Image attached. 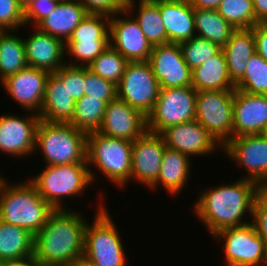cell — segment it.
<instances>
[{
	"label": "cell",
	"instance_id": "1",
	"mask_svg": "<svg viewBox=\"0 0 267 266\" xmlns=\"http://www.w3.org/2000/svg\"><path fill=\"white\" fill-rule=\"evenodd\" d=\"M258 194L257 183L237 178L231 184L222 182L200 192L192 210L197 219L205 225L206 231L213 236L222 229L251 223L253 205Z\"/></svg>",
	"mask_w": 267,
	"mask_h": 266
},
{
	"label": "cell",
	"instance_id": "2",
	"mask_svg": "<svg viewBox=\"0 0 267 266\" xmlns=\"http://www.w3.org/2000/svg\"><path fill=\"white\" fill-rule=\"evenodd\" d=\"M74 209L55 210L34 235L33 255L39 263L72 266L84 255L87 219Z\"/></svg>",
	"mask_w": 267,
	"mask_h": 266
},
{
	"label": "cell",
	"instance_id": "3",
	"mask_svg": "<svg viewBox=\"0 0 267 266\" xmlns=\"http://www.w3.org/2000/svg\"><path fill=\"white\" fill-rule=\"evenodd\" d=\"M54 211L29 179L13 183L3 176L0 180V220L23 227L34 236Z\"/></svg>",
	"mask_w": 267,
	"mask_h": 266
},
{
	"label": "cell",
	"instance_id": "4",
	"mask_svg": "<svg viewBox=\"0 0 267 266\" xmlns=\"http://www.w3.org/2000/svg\"><path fill=\"white\" fill-rule=\"evenodd\" d=\"M94 172L87 163L49 165L28 179L55 210L72 209L63 205L62 201L64 198L83 195L87 187L96 181L97 173Z\"/></svg>",
	"mask_w": 267,
	"mask_h": 266
},
{
	"label": "cell",
	"instance_id": "5",
	"mask_svg": "<svg viewBox=\"0 0 267 266\" xmlns=\"http://www.w3.org/2000/svg\"><path fill=\"white\" fill-rule=\"evenodd\" d=\"M43 156L44 165L87 163V133L70 123L39 121L35 151Z\"/></svg>",
	"mask_w": 267,
	"mask_h": 266
},
{
	"label": "cell",
	"instance_id": "6",
	"mask_svg": "<svg viewBox=\"0 0 267 266\" xmlns=\"http://www.w3.org/2000/svg\"><path fill=\"white\" fill-rule=\"evenodd\" d=\"M101 201L92 224L86 223L82 260L91 266H127L123 239Z\"/></svg>",
	"mask_w": 267,
	"mask_h": 266
},
{
	"label": "cell",
	"instance_id": "7",
	"mask_svg": "<svg viewBox=\"0 0 267 266\" xmlns=\"http://www.w3.org/2000/svg\"><path fill=\"white\" fill-rule=\"evenodd\" d=\"M133 142L98 132L87 134V165L96 167L113 184L125 187L131 181Z\"/></svg>",
	"mask_w": 267,
	"mask_h": 266
},
{
	"label": "cell",
	"instance_id": "8",
	"mask_svg": "<svg viewBox=\"0 0 267 266\" xmlns=\"http://www.w3.org/2000/svg\"><path fill=\"white\" fill-rule=\"evenodd\" d=\"M110 46V17L87 14L65 43V56L70 66L88 67L106 48Z\"/></svg>",
	"mask_w": 267,
	"mask_h": 266
},
{
	"label": "cell",
	"instance_id": "9",
	"mask_svg": "<svg viewBox=\"0 0 267 266\" xmlns=\"http://www.w3.org/2000/svg\"><path fill=\"white\" fill-rule=\"evenodd\" d=\"M234 91H197L195 119L223 148L233 138Z\"/></svg>",
	"mask_w": 267,
	"mask_h": 266
},
{
	"label": "cell",
	"instance_id": "10",
	"mask_svg": "<svg viewBox=\"0 0 267 266\" xmlns=\"http://www.w3.org/2000/svg\"><path fill=\"white\" fill-rule=\"evenodd\" d=\"M196 97L192 86L160 88L154 108L147 115V131L160 134L168 127L195 120Z\"/></svg>",
	"mask_w": 267,
	"mask_h": 266
},
{
	"label": "cell",
	"instance_id": "11",
	"mask_svg": "<svg viewBox=\"0 0 267 266\" xmlns=\"http://www.w3.org/2000/svg\"><path fill=\"white\" fill-rule=\"evenodd\" d=\"M212 237L222 239L226 266H267V248L252 223L222 229Z\"/></svg>",
	"mask_w": 267,
	"mask_h": 266
},
{
	"label": "cell",
	"instance_id": "12",
	"mask_svg": "<svg viewBox=\"0 0 267 266\" xmlns=\"http://www.w3.org/2000/svg\"><path fill=\"white\" fill-rule=\"evenodd\" d=\"M116 87L117 97L146 117L153 110L160 91L148 61L128 62Z\"/></svg>",
	"mask_w": 267,
	"mask_h": 266
},
{
	"label": "cell",
	"instance_id": "13",
	"mask_svg": "<svg viewBox=\"0 0 267 266\" xmlns=\"http://www.w3.org/2000/svg\"><path fill=\"white\" fill-rule=\"evenodd\" d=\"M27 114L0 115V152L19 159L33 155L40 117L33 112Z\"/></svg>",
	"mask_w": 267,
	"mask_h": 266
},
{
	"label": "cell",
	"instance_id": "14",
	"mask_svg": "<svg viewBox=\"0 0 267 266\" xmlns=\"http://www.w3.org/2000/svg\"><path fill=\"white\" fill-rule=\"evenodd\" d=\"M229 160L246 169L241 178L260 185L267 178V140L259 134L232 138L223 148Z\"/></svg>",
	"mask_w": 267,
	"mask_h": 266
},
{
	"label": "cell",
	"instance_id": "15",
	"mask_svg": "<svg viewBox=\"0 0 267 266\" xmlns=\"http://www.w3.org/2000/svg\"><path fill=\"white\" fill-rule=\"evenodd\" d=\"M110 45L128 62L148 61L153 49L138 22L127 10L110 18Z\"/></svg>",
	"mask_w": 267,
	"mask_h": 266
},
{
	"label": "cell",
	"instance_id": "16",
	"mask_svg": "<svg viewBox=\"0 0 267 266\" xmlns=\"http://www.w3.org/2000/svg\"><path fill=\"white\" fill-rule=\"evenodd\" d=\"M148 62L160 88L192 86V71L178 43L153 46Z\"/></svg>",
	"mask_w": 267,
	"mask_h": 266
},
{
	"label": "cell",
	"instance_id": "17",
	"mask_svg": "<svg viewBox=\"0 0 267 266\" xmlns=\"http://www.w3.org/2000/svg\"><path fill=\"white\" fill-rule=\"evenodd\" d=\"M165 143L160 134L146 131L133 142L131 181L150 188L157 180Z\"/></svg>",
	"mask_w": 267,
	"mask_h": 266
},
{
	"label": "cell",
	"instance_id": "18",
	"mask_svg": "<svg viewBox=\"0 0 267 266\" xmlns=\"http://www.w3.org/2000/svg\"><path fill=\"white\" fill-rule=\"evenodd\" d=\"M49 75L50 72L44 69L27 67L7 77L0 84L26 113L39 114Z\"/></svg>",
	"mask_w": 267,
	"mask_h": 266
},
{
	"label": "cell",
	"instance_id": "19",
	"mask_svg": "<svg viewBox=\"0 0 267 266\" xmlns=\"http://www.w3.org/2000/svg\"><path fill=\"white\" fill-rule=\"evenodd\" d=\"M166 147L191 156L214 154L222 147L209 132L195 119L166 128L160 133Z\"/></svg>",
	"mask_w": 267,
	"mask_h": 266
},
{
	"label": "cell",
	"instance_id": "20",
	"mask_svg": "<svg viewBox=\"0 0 267 266\" xmlns=\"http://www.w3.org/2000/svg\"><path fill=\"white\" fill-rule=\"evenodd\" d=\"M147 131V117L116 97L107 106L98 133L134 142Z\"/></svg>",
	"mask_w": 267,
	"mask_h": 266
},
{
	"label": "cell",
	"instance_id": "21",
	"mask_svg": "<svg viewBox=\"0 0 267 266\" xmlns=\"http://www.w3.org/2000/svg\"><path fill=\"white\" fill-rule=\"evenodd\" d=\"M233 138L259 134L267 124V95L234 91Z\"/></svg>",
	"mask_w": 267,
	"mask_h": 266
},
{
	"label": "cell",
	"instance_id": "22",
	"mask_svg": "<svg viewBox=\"0 0 267 266\" xmlns=\"http://www.w3.org/2000/svg\"><path fill=\"white\" fill-rule=\"evenodd\" d=\"M34 28L28 37L23 38L28 67L54 73L66 64L65 43L36 26Z\"/></svg>",
	"mask_w": 267,
	"mask_h": 266
},
{
	"label": "cell",
	"instance_id": "23",
	"mask_svg": "<svg viewBox=\"0 0 267 266\" xmlns=\"http://www.w3.org/2000/svg\"><path fill=\"white\" fill-rule=\"evenodd\" d=\"M169 43H181L196 36L194 9L189 0H157Z\"/></svg>",
	"mask_w": 267,
	"mask_h": 266
},
{
	"label": "cell",
	"instance_id": "24",
	"mask_svg": "<svg viewBox=\"0 0 267 266\" xmlns=\"http://www.w3.org/2000/svg\"><path fill=\"white\" fill-rule=\"evenodd\" d=\"M75 104L67 91V83L50 73L46 81L42 108L38 114L40 119L46 122L69 123L74 116Z\"/></svg>",
	"mask_w": 267,
	"mask_h": 266
},
{
	"label": "cell",
	"instance_id": "25",
	"mask_svg": "<svg viewBox=\"0 0 267 266\" xmlns=\"http://www.w3.org/2000/svg\"><path fill=\"white\" fill-rule=\"evenodd\" d=\"M191 157L168 147L162 157V163L159 176L156 182L149 188L150 190H157L162 186L168 194L178 195L181 190L185 189L188 179L191 177ZM191 164V165H190ZM185 185V186H184Z\"/></svg>",
	"mask_w": 267,
	"mask_h": 266
},
{
	"label": "cell",
	"instance_id": "26",
	"mask_svg": "<svg viewBox=\"0 0 267 266\" xmlns=\"http://www.w3.org/2000/svg\"><path fill=\"white\" fill-rule=\"evenodd\" d=\"M88 13L74 0H61L57 7L36 27L53 37L68 41L74 29Z\"/></svg>",
	"mask_w": 267,
	"mask_h": 266
},
{
	"label": "cell",
	"instance_id": "27",
	"mask_svg": "<svg viewBox=\"0 0 267 266\" xmlns=\"http://www.w3.org/2000/svg\"><path fill=\"white\" fill-rule=\"evenodd\" d=\"M192 87L196 91H235L223 50L192 70Z\"/></svg>",
	"mask_w": 267,
	"mask_h": 266
},
{
	"label": "cell",
	"instance_id": "28",
	"mask_svg": "<svg viewBox=\"0 0 267 266\" xmlns=\"http://www.w3.org/2000/svg\"><path fill=\"white\" fill-rule=\"evenodd\" d=\"M222 50L230 78L236 83L244 75L249 59L256 52L253 30L236 29Z\"/></svg>",
	"mask_w": 267,
	"mask_h": 266
},
{
	"label": "cell",
	"instance_id": "29",
	"mask_svg": "<svg viewBox=\"0 0 267 266\" xmlns=\"http://www.w3.org/2000/svg\"><path fill=\"white\" fill-rule=\"evenodd\" d=\"M137 1L139 4L135 3L136 0H126L125 10L135 17V20L138 22L142 32L151 45L156 46L169 43L164 22L157 6V0ZM135 10L137 14H134Z\"/></svg>",
	"mask_w": 267,
	"mask_h": 266
},
{
	"label": "cell",
	"instance_id": "30",
	"mask_svg": "<svg viewBox=\"0 0 267 266\" xmlns=\"http://www.w3.org/2000/svg\"><path fill=\"white\" fill-rule=\"evenodd\" d=\"M34 236L25 228L0 220V263L33 255Z\"/></svg>",
	"mask_w": 267,
	"mask_h": 266
},
{
	"label": "cell",
	"instance_id": "31",
	"mask_svg": "<svg viewBox=\"0 0 267 266\" xmlns=\"http://www.w3.org/2000/svg\"><path fill=\"white\" fill-rule=\"evenodd\" d=\"M16 32L0 31V83L28 67L23 37L17 36Z\"/></svg>",
	"mask_w": 267,
	"mask_h": 266
},
{
	"label": "cell",
	"instance_id": "32",
	"mask_svg": "<svg viewBox=\"0 0 267 266\" xmlns=\"http://www.w3.org/2000/svg\"><path fill=\"white\" fill-rule=\"evenodd\" d=\"M196 36L223 47L236 30L217 10L194 9Z\"/></svg>",
	"mask_w": 267,
	"mask_h": 266
},
{
	"label": "cell",
	"instance_id": "33",
	"mask_svg": "<svg viewBox=\"0 0 267 266\" xmlns=\"http://www.w3.org/2000/svg\"><path fill=\"white\" fill-rule=\"evenodd\" d=\"M106 106L105 101L84 95L76 101L74 116L69 123L87 134L97 132L102 124Z\"/></svg>",
	"mask_w": 267,
	"mask_h": 266
},
{
	"label": "cell",
	"instance_id": "34",
	"mask_svg": "<svg viewBox=\"0 0 267 266\" xmlns=\"http://www.w3.org/2000/svg\"><path fill=\"white\" fill-rule=\"evenodd\" d=\"M235 89L267 95V61L257 52L249 59L244 75L235 83Z\"/></svg>",
	"mask_w": 267,
	"mask_h": 266
},
{
	"label": "cell",
	"instance_id": "35",
	"mask_svg": "<svg viewBox=\"0 0 267 266\" xmlns=\"http://www.w3.org/2000/svg\"><path fill=\"white\" fill-rule=\"evenodd\" d=\"M216 10L236 29H249L256 25L252 0H222Z\"/></svg>",
	"mask_w": 267,
	"mask_h": 266
},
{
	"label": "cell",
	"instance_id": "36",
	"mask_svg": "<svg viewBox=\"0 0 267 266\" xmlns=\"http://www.w3.org/2000/svg\"><path fill=\"white\" fill-rule=\"evenodd\" d=\"M127 63L128 61L110 45L89 64L88 69L117 85L124 74Z\"/></svg>",
	"mask_w": 267,
	"mask_h": 266
},
{
	"label": "cell",
	"instance_id": "37",
	"mask_svg": "<svg viewBox=\"0 0 267 266\" xmlns=\"http://www.w3.org/2000/svg\"><path fill=\"white\" fill-rule=\"evenodd\" d=\"M179 46L183 59L191 71L222 50L219 45L198 36L179 43Z\"/></svg>",
	"mask_w": 267,
	"mask_h": 266
},
{
	"label": "cell",
	"instance_id": "38",
	"mask_svg": "<svg viewBox=\"0 0 267 266\" xmlns=\"http://www.w3.org/2000/svg\"><path fill=\"white\" fill-rule=\"evenodd\" d=\"M84 84L85 95L88 97L98 98L107 104L117 97L116 85L93 73L88 67H85Z\"/></svg>",
	"mask_w": 267,
	"mask_h": 266
},
{
	"label": "cell",
	"instance_id": "39",
	"mask_svg": "<svg viewBox=\"0 0 267 266\" xmlns=\"http://www.w3.org/2000/svg\"><path fill=\"white\" fill-rule=\"evenodd\" d=\"M54 74L63 83H67V91L75 102L85 95V67L65 64Z\"/></svg>",
	"mask_w": 267,
	"mask_h": 266
},
{
	"label": "cell",
	"instance_id": "40",
	"mask_svg": "<svg viewBox=\"0 0 267 266\" xmlns=\"http://www.w3.org/2000/svg\"><path fill=\"white\" fill-rule=\"evenodd\" d=\"M25 28L24 11L17 0H0V31Z\"/></svg>",
	"mask_w": 267,
	"mask_h": 266
},
{
	"label": "cell",
	"instance_id": "41",
	"mask_svg": "<svg viewBox=\"0 0 267 266\" xmlns=\"http://www.w3.org/2000/svg\"><path fill=\"white\" fill-rule=\"evenodd\" d=\"M78 2L88 14L113 17L126 8V0H74Z\"/></svg>",
	"mask_w": 267,
	"mask_h": 266
},
{
	"label": "cell",
	"instance_id": "42",
	"mask_svg": "<svg viewBox=\"0 0 267 266\" xmlns=\"http://www.w3.org/2000/svg\"><path fill=\"white\" fill-rule=\"evenodd\" d=\"M61 0H36L24 10V23L35 27L40 21L52 13Z\"/></svg>",
	"mask_w": 267,
	"mask_h": 266
},
{
	"label": "cell",
	"instance_id": "43",
	"mask_svg": "<svg viewBox=\"0 0 267 266\" xmlns=\"http://www.w3.org/2000/svg\"><path fill=\"white\" fill-rule=\"evenodd\" d=\"M251 223L267 248V201L260 194L254 201Z\"/></svg>",
	"mask_w": 267,
	"mask_h": 266
},
{
	"label": "cell",
	"instance_id": "44",
	"mask_svg": "<svg viewBox=\"0 0 267 266\" xmlns=\"http://www.w3.org/2000/svg\"><path fill=\"white\" fill-rule=\"evenodd\" d=\"M256 52L267 61V23H258L253 28Z\"/></svg>",
	"mask_w": 267,
	"mask_h": 266
},
{
	"label": "cell",
	"instance_id": "45",
	"mask_svg": "<svg viewBox=\"0 0 267 266\" xmlns=\"http://www.w3.org/2000/svg\"><path fill=\"white\" fill-rule=\"evenodd\" d=\"M256 24L267 23V0H252Z\"/></svg>",
	"mask_w": 267,
	"mask_h": 266
},
{
	"label": "cell",
	"instance_id": "46",
	"mask_svg": "<svg viewBox=\"0 0 267 266\" xmlns=\"http://www.w3.org/2000/svg\"><path fill=\"white\" fill-rule=\"evenodd\" d=\"M193 9L216 10L222 0H189Z\"/></svg>",
	"mask_w": 267,
	"mask_h": 266
},
{
	"label": "cell",
	"instance_id": "47",
	"mask_svg": "<svg viewBox=\"0 0 267 266\" xmlns=\"http://www.w3.org/2000/svg\"><path fill=\"white\" fill-rule=\"evenodd\" d=\"M37 262L38 261L35 259L34 255H31L19 260L2 262L0 263V266H36Z\"/></svg>",
	"mask_w": 267,
	"mask_h": 266
},
{
	"label": "cell",
	"instance_id": "48",
	"mask_svg": "<svg viewBox=\"0 0 267 266\" xmlns=\"http://www.w3.org/2000/svg\"><path fill=\"white\" fill-rule=\"evenodd\" d=\"M259 194L267 201V178L259 185Z\"/></svg>",
	"mask_w": 267,
	"mask_h": 266
},
{
	"label": "cell",
	"instance_id": "49",
	"mask_svg": "<svg viewBox=\"0 0 267 266\" xmlns=\"http://www.w3.org/2000/svg\"><path fill=\"white\" fill-rule=\"evenodd\" d=\"M34 1L36 0H17V3L24 11Z\"/></svg>",
	"mask_w": 267,
	"mask_h": 266
},
{
	"label": "cell",
	"instance_id": "50",
	"mask_svg": "<svg viewBox=\"0 0 267 266\" xmlns=\"http://www.w3.org/2000/svg\"><path fill=\"white\" fill-rule=\"evenodd\" d=\"M259 135L267 140V124L261 129Z\"/></svg>",
	"mask_w": 267,
	"mask_h": 266
},
{
	"label": "cell",
	"instance_id": "51",
	"mask_svg": "<svg viewBox=\"0 0 267 266\" xmlns=\"http://www.w3.org/2000/svg\"><path fill=\"white\" fill-rule=\"evenodd\" d=\"M72 266H91V265H89L85 261L81 260V261L75 262Z\"/></svg>",
	"mask_w": 267,
	"mask_h": 266
},
{
	"label": "cell",
	"instance_id": "52",
	"mask_svg": "<svg viewBox=\"0 0 267 266\" xmlns=\"http://www.w3.org/2000/svg\"><path fill=\"white\" fill-rule=\"evenodd\" d=\"M36 266H60V265H55V264H43V263H36Z\"/></svg>",
	"mask_w": 267,
	"mask_h": 266
}]
</instances>
